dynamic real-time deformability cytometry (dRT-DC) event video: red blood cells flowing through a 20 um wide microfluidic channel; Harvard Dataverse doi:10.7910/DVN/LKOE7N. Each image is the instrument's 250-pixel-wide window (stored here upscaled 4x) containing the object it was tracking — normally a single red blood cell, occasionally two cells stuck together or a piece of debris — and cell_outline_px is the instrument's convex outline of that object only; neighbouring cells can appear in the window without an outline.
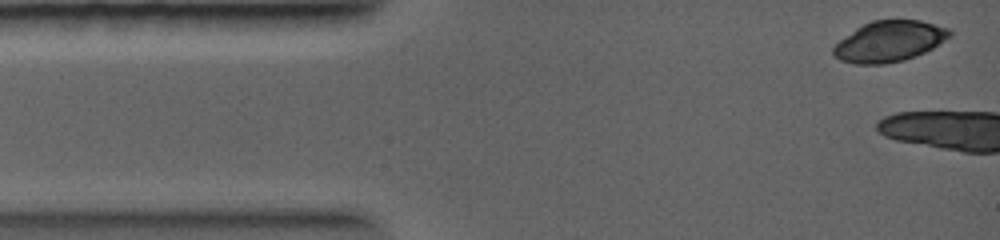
{"species": "common noctule bat (a hibernating species)", "species_latin": "Nyctalus noctula", "temperature_condition": "warm", "stored_images_in_passage": 3, "camera_frame_rate_fps": 5000, "um_per_image_px": 0.085, "animal": {"sex": "female", "body_mass_g": 19.0, "forearm_length_mm": 56.7}, "frame": {"image": 1, "passage_image": 1, "time_ms": 0.0, "image_size_px": [1000, 240], "cell_outline_px": [[952, 36], [932, 48], [916, 56], [904, 60], [884, 64], [856, 64], [840, 60], [832, 56], [832, 48], [840, 40], [856, 28], [872, 20], [920, 20], [948, 28], [952, 32]], "centroid_in_image_um": [75.58, 3.52], "position_along_channel_um": 9.4, "area_um2": 27.63}}